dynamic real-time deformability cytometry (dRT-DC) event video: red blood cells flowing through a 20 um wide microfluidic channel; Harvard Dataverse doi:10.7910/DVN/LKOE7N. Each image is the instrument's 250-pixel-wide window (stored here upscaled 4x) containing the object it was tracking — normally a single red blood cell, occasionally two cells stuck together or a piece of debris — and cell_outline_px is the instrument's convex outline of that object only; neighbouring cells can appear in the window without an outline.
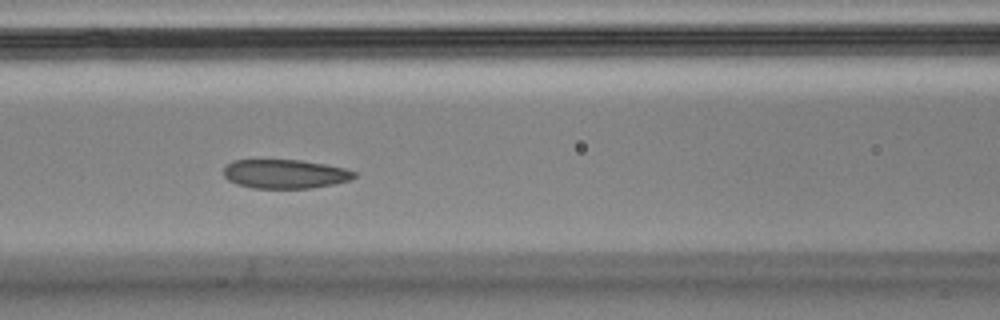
{"species": "Egyptian fruit bat (a non-hibernating species)", "species_latin": "Rousettus aegyptiacus", "temperature_condition": "cold", "stored_images_in_passage": 45, "camera_frame_rate_fps": 3000, "um_per_image_px": 0.085, "animal": {"sex": "male"}, "frame": {"image": 1, "passage_image": 23, "time_ms": 7.333, "image_size_px": [1000, 320], "cell_outline_px": [[356, 176], [348, 180], [332, 184], [312, 188], [252, 188], [236, 184], [228, 180], [224, 176], [224, 168], [232, 160], [300, 160], [324, 164], [344, 168], [356, 172]], "centroid_in_image_um": [24.2, 14.78], "position_along_channel_um": 142.4, "area_um2": 21.96}}
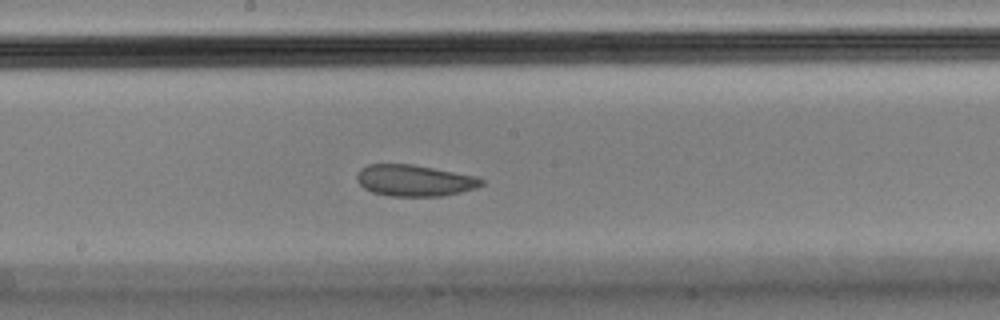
{"frame": {"image": 2, "passage_image": 29, "time_ms": 9.333, "image_size_px": [1000, 320], "cell_outline_px": [[484, 184], [476, 188], [444, 196], [388, 196], [372, 192], [364, 188], [356, 180], [356, 176], [360, 168], [368, 164], [412, 164], [476, 176], [484, 180]], "centroid_in_image_um": [35.21, 15.34], "position_along_channel_um": 213.0, "area_um2": 22.89}}
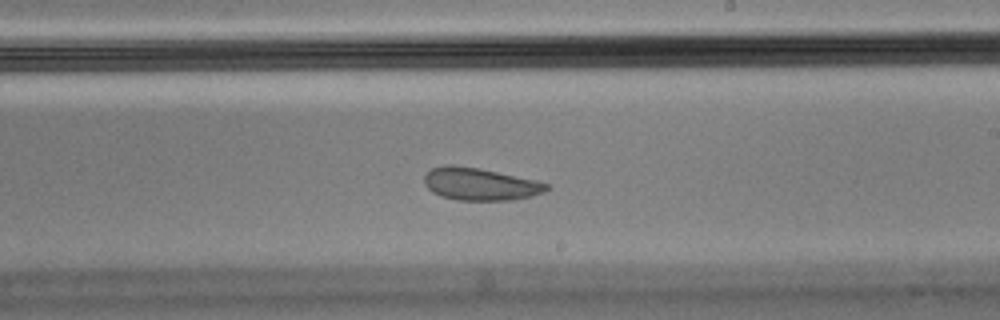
{"frame": {"image": 3, "passage_image": 32, "time_ms": 10.333, "image_size_px": [1000, 320], "cell_outline_px": [[548, 188], [544, 192], [532, 196], [512, 200], [456, 200], [440, 196], [432, 192], [424, 184], [424, 176], [432, 168], [444, 164], [452, 164], [480, 168], [536, 180], [548, 184]], "centroid_in_image_um": [40.78, 15.64], "position_along_channel_um": 248.2, "area_um2": 23.24}, "authors_computed_cell_mechanics": {"area_um2": 23.5246, "velocity_mm_per_s": 3.5354, "shape_relaxation_time_tau1_ms": 10.4369, "shape_relaxation_time_tau2_ms": 2.0671, "deformation_change_tau1": 0.167, "deformation_change_tau2": 0.0546}}